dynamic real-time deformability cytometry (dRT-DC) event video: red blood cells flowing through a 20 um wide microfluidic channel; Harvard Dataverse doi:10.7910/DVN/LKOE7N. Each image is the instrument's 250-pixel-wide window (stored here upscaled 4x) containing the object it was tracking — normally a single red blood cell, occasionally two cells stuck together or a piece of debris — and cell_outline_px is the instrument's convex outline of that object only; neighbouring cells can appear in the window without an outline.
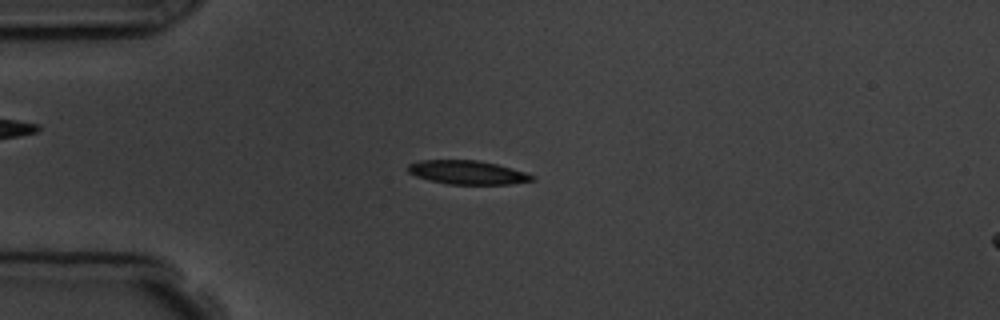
{"species": "common noctule bat (a hibernating species)", "species_latin": "Nyctalus noctula", "temperature_condition": "room temperature", "stored_images_in_passage": 10, "camera_frame_rate_fps": 3000, "um_per_image_px": 0.085, "animal": {"sex": "male", "body_mass_g": 19.5, "forearm_length_mm": 54.6}, "frame": {"image": 1, "passage_image": 5, "time_ms": 4.667, "image_size_px": [1000, 320], "cell_outline_px": [[536, 180], [508, 184], [448, 184], [416, 176], [408, 172], [408, 164], [420, 160], [480, 160], [512, 168], [536, 176]], "centroid_in_image_um": [39.76, 14.65], "position_along_channel_um": 45.2, "area_um2": 17.11}}